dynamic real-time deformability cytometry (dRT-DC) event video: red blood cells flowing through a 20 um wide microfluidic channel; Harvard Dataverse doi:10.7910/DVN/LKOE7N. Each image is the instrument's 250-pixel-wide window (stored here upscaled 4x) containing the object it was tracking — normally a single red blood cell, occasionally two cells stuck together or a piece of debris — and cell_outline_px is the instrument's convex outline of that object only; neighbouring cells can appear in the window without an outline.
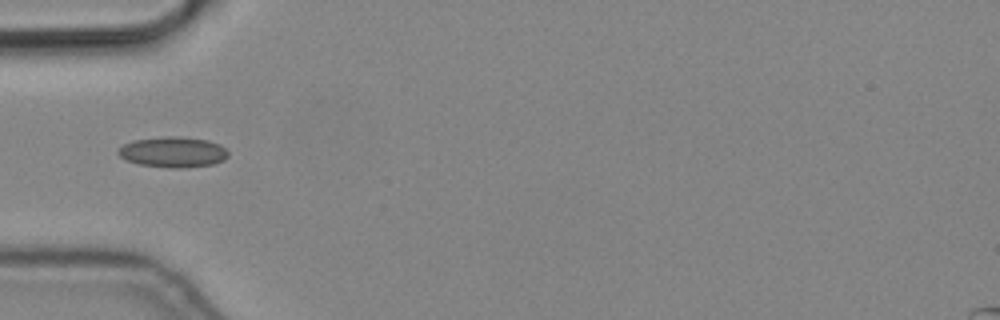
{"species": "common noctule bat (a hibernating species)", "species_latin": "Nyctalus noctula", "temperature_condition": "cold", "stored_images_in_passage": 4, "camera_frame_rate_fps": 3000, "um_per_image_px": 0.085, "animal": {"sex": "male", "body_mass_g": 19.2, "forearm_length_mm": 51.8}, "frame": {"image": 1, "passage_image": 3, "time_ms": 0.667, "image_size_px": [1000, 320], "cell_outline_px": [[228, 156], [224, 160], [212, 164], [184, 168], [172, 168], [140, 164], [124, 160], [116, 152], [124, 144], [132, 140], [168, 136], [176, 136], [208, 140], [220, 144], [228, 152]], "centroid_in_image_um": [14.7, 12.92], "position_along_channel_um": 70.3, "area_um2": 19.59}}
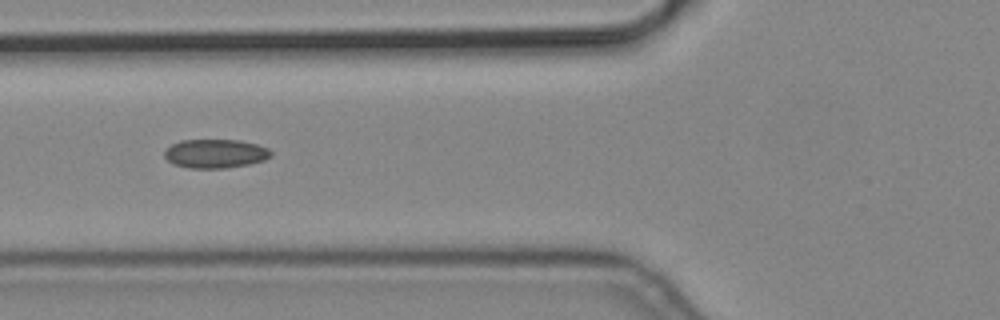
{"frame": {"image": 2, "passage_image": 4, "time_ms": 1.0, "image_size_px": [1000, 320], "cell_outline_px": [[272, 156], [264, 160], [248, 164], [224, 168], [188, 168], [172, 164], [164, 156], [164, 148], [180, 140], [240, 140], [256, 144], [268, 148], [272, 152]], "centroid_in_image_um": [18.27, 13.05], "position_along_channel_um": 107.5, "area_um2": 18.03}}